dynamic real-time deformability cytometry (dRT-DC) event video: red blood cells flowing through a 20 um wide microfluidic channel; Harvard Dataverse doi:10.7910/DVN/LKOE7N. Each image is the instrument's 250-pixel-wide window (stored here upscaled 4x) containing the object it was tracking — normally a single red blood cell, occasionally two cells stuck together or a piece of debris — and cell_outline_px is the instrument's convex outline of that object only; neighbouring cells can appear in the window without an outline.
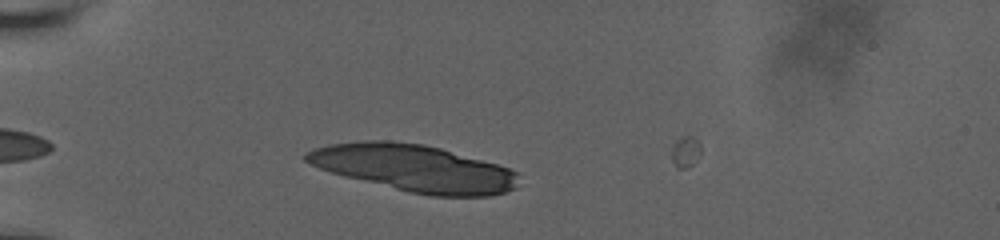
{"species": "human", "species_latin": "Homo sapiens", "temperature_condition": "room temperature", "stored_images_in_passage": 6, "camera_frame_rate_fps": 3000, "um_per_image_px": 0.085, "donor": {"sex": "male"}, "frame": {"image": 1, "passage_image": 5, "time_ms": 1.333, "image_size_px": [1000, 240], "cell_outline_px": [[516, 188], [504, 192], [488, 196], [432, 196], [408, 192], [344, 176], [320, 168], [304, 160], [304, 152], [312, 148], [328, 144], [364, 140], [388, 140], [424, 144], [440, 148], [496, 164], [508, 168], [516, 172]], "centroid_in_image_um": [35.14, 14.28], "position_along_channel_um": 49.9, "area_um2": 57.8}}